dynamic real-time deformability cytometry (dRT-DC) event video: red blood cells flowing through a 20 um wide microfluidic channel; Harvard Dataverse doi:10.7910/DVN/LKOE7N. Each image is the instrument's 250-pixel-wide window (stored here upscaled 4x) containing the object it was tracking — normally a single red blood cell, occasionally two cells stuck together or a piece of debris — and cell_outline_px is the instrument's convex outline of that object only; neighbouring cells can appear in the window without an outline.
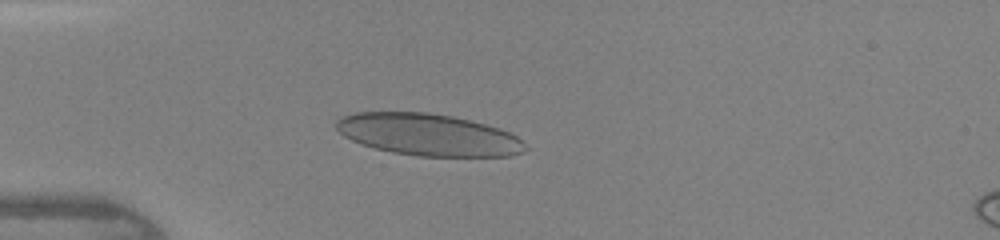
{"species": "human", "species_latin": "Homo sapiens", "temperature_condition": "warm", "stored_images_in_passage": 42, "camera_frame_rate_fps": 3000, "um_per_image_px": 0.085, "donor": {"sex": "female"}, "frame": {"image": 1, "passage_image": 11, "time_ms": 3.333, "image_size_px": [1000, 240], "cell_outline_px": [[528, 148], [524, 152], [512, 156], [420, 156], [392, 152], [360, 144], [344, 136], [336, 128], [336, 120], [340, 116], [356, 112], [428, 112], [452, 116], [500, 128], [516, 136]], "centroid_in_image_um": [36.38, 11.45], "position_along_channel_um": 48.6, "area_um2": 46.07}}
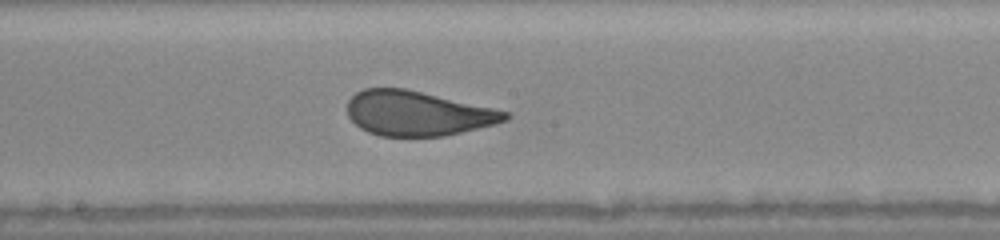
{"frame": {"image": 2, "passage_image": 23, "time_ms": 7.333, "image_size_px": [1000, 240], "cell_outline_px": [[512, 116], [508, 120], [496, 124], [444, 136], [380, 136], [368, 132], [360, 128], [348, 116], [348, 100], [356, 92], [364, 88], [404, 88], [496, 108], [508, 112]], "centroid_in_image_um": [35.52, 9.63], "position_along_channel_um": 212.7, "area_um2": 41.27}}
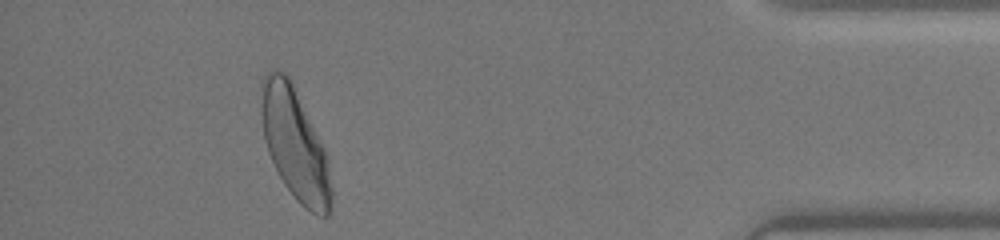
{"frame": {"image": 3, "passage_image": 39, "time_ms": 12.667, "image_size_px": [1000, 240], "cell_outline_px": [[332, 212], [328, 216], [320, 216], [304, 208], [296, 200], [284, 184], [268, 152], [264, 140], [260, 112], [260, 84], [264, 76], [268, 72], [284, 72], [292, 80], [328, 156], [332, 188]], "centroid_in_image_um": [25.08, 12.26], "position_along_channel_um": 410.1, "area_um2": 46.07}}